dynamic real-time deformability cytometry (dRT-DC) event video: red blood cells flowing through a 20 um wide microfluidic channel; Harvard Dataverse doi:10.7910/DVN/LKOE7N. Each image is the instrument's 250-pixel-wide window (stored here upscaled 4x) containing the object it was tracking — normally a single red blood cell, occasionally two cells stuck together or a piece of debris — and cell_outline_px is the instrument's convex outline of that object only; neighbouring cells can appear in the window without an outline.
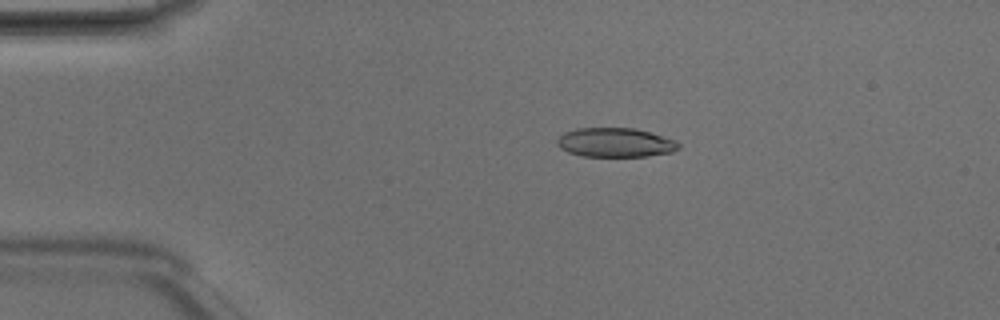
{"species": "Egyptian fruit bat (a non-hibernating species)", "species_latin": "Rousettus aegyptiacus", "temperature_condition": "room temperature", "stored_images_in_passage": 3, "camera_frame_rate_fps": 3000, "um_per_image_px": 0.085, "animal": {"sex": "male"}, "frame": {"image": 1, "passage_image": 2, "time_ms": 0.333, "image_size_px": [1000, 320], "cell_outline_px": [[680, 148], [672, 152], [648, 156], [584, 156], [568, 152], [560, 148], [556, 144], [556, 140], [564, 132], [576, 128], [636, 128], [676, 140], [680, 144]], "centroid_in_image_um": [52.3, 12.11], "position_along_channel_um": 32.7, "area_um2": 20.75}}